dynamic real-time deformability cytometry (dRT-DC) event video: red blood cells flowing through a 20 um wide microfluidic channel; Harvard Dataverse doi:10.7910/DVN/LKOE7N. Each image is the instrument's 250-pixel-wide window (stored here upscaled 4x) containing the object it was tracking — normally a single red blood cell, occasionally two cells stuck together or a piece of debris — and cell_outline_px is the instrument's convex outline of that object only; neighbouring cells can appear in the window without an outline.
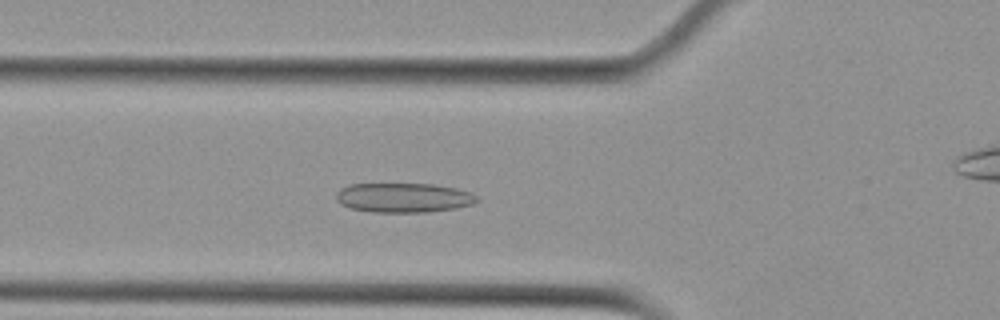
{"species": "Egyptian fruit bat (a non-hibernating species)", "species_latin": "Rousettus aegyptiacus", "temperature_condition": "cold", "stored_images_in_passage": 55, "camera_frame_rate_fps": 3000, "um_per_image_px": 0.085, "animal": {"sex": "female"}, "frame": {"image": 1, "passage_image": 19, "time_ms": 6.0, "image_size_px": [1000, 320], "cell_outline_px": [[480, 200], [472, 204], [456, 208], [428, 212], [372, 212], [352, 208], [340, 204], [336, 200], [336, 192], [340, 188], [348, 184], [432, 184], [456, 188], [472, 192], [480, 196]], "centroid_in_image_um": [34.33, 16.8], "position_along_channel_um": 91.5, "area_um2": 24.45}}
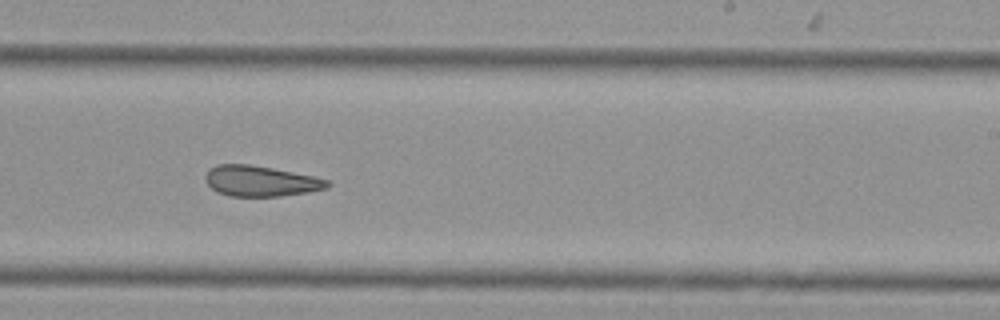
{"frame": {"image": 2, "passage_image": 33, "time_ms": 10.667, "image_size_px": [1000, 320], "cell_outline_px": [[332, 184], [328, 188], [308, 192], [280, 196], [228, 196], [216, 192], [204, 180], [204, 176], [216, 164], [248, 164], [272, 168], [312, 176], [328, 180]], "centroid_in_image_um": [22.14, 15.4], "position_along_channel_um": 266.9, "area_um2": 21.68}}
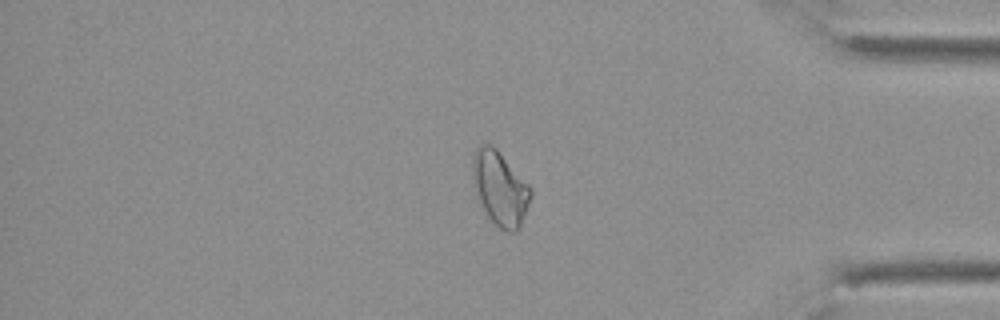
{"frame": {"image": 3, "passage_image": 45, "time_ms": 14.667, "image_size_px": [1000, 320], "cell_outline_px": [[532, 196], [520, 228], [516, 232], [508, 232], [500, 228], [488, 216], [480, 200], [472, 176], [472, 156], [476, 148], [480, 144], [492, 144], [496, 148], [532, 188]], "centroid_in_image_um": [42.52, 15.99], "position_along_channel_um": 392.7, "area_um2": 24.85}, "authors_computed_cell_mechanics": {"area_um2": 24.9696, "velocity_mm_per_s": 3.7659, "shape_relaxation_time_tau1_ms": null, "shape_relaxation_time_tau2_ms": 3.1682, "deformation_change_tau1": null, "deformation_change_tau2": 0.1006}}